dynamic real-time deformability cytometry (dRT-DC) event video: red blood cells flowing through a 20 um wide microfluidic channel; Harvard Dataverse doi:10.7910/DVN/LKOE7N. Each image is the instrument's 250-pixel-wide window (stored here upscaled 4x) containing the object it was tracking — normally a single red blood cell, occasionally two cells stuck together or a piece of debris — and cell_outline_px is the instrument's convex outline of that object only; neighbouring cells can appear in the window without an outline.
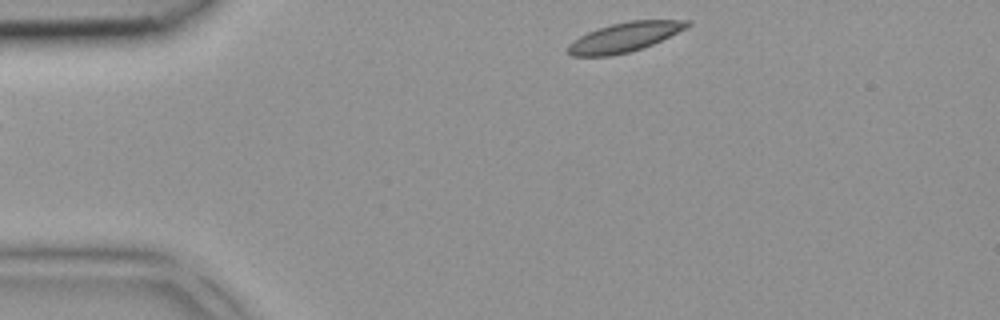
{"species": "common noctule bat (a hibernating species)", "species_latin": "Nyctalus noctula", "temperature_condition": "room temperature", "stored_images_in_passage": 4, "camera_frame_rate_fps": 3000, "um_per_image_px": 0.085, "animal": {"sex": "female", "body_mass_g": 18.4}, "frame": {"image": 1, "passage_image": 4, "time_ms": 1.0, "image_size_px": [1000, 320], "cell_outline_px": [[692, 24], [688, 28], [652, 44], [628, 52], [612, 56], [572, 56], [568, 52], [568, 44], [580, 36], [588, 32], [612, 24], [628, 20], [692, 20]], "centroid_in_image_um": [53.13, 3.15], "position_along_channel_um": 31.9, "area_um2": 20.35}}